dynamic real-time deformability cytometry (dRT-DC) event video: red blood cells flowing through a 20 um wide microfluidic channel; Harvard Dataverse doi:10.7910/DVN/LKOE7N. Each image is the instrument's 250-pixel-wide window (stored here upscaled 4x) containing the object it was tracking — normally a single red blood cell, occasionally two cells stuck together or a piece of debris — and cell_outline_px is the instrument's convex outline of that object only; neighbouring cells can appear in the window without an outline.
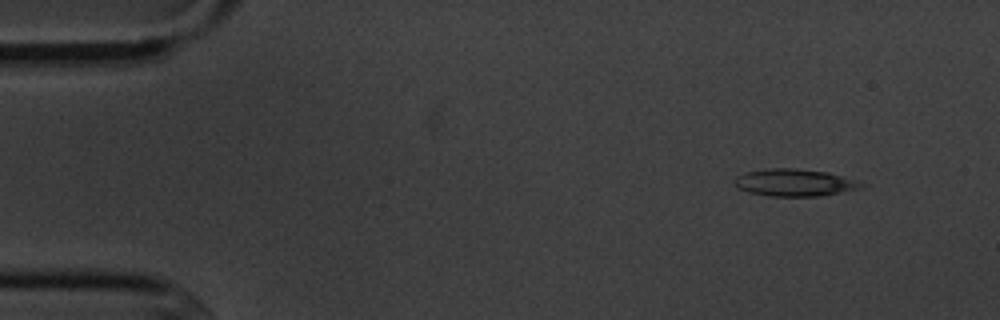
{"species": "common noctule bat (a hibernating species)", "species_latin": "Nyctalus noctula", "temperature_condition": "cold", "stored_images_in_passage": 6, "camera_frame_rate_fps": 3000, "um_per_image_px": 0.085, "animal": {"sex": "male", "body_mass_g": 20.1, "forearm_length_mm": 53.5}, "frame": {"image": 1, "passage_image": 2, "time_ms": 1.333, "image_size_px": [1000, 320], "cell_outline_px": [[868, 184], [860, 188], [820, 196], [768, 196], [748, 192], [740, 188], [732, 180], [736, 176], [744, 172], [768, 168], [796, 168], [828, 172], [856, 180]], "centroid_in_image_um": [67.53, 15.51], "position_along_channel_um": 17.5, "area_um2": 20.17}}
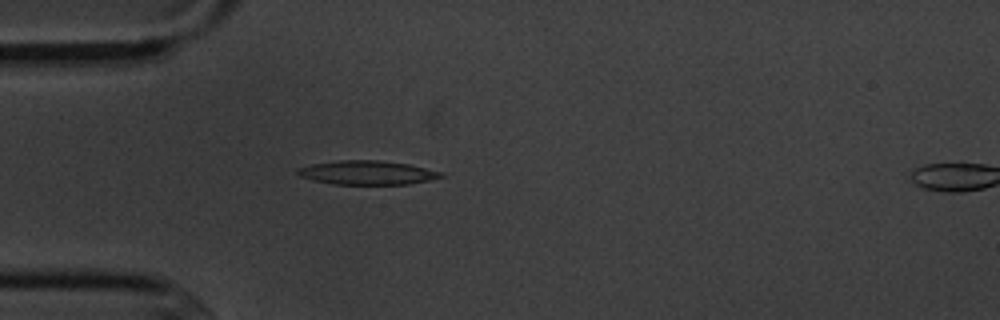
{"frame": {"image": 2, "passage_image": 5, "time_ms": 4.667, "image_size_px": [1000, 320], "cell_outline_px": [[444, 176], [428, 180], [408, 184], [332, 184], [312, 180], [300, 176], [296, 172], [296, 168], [312, 164], [340, 160], [376, 160], [408, 164], [444, 172]], "centroid_in_image_um": [31.19, 14.67], "position_along_channel_um": 53.8, "area_um2": 19.94}}